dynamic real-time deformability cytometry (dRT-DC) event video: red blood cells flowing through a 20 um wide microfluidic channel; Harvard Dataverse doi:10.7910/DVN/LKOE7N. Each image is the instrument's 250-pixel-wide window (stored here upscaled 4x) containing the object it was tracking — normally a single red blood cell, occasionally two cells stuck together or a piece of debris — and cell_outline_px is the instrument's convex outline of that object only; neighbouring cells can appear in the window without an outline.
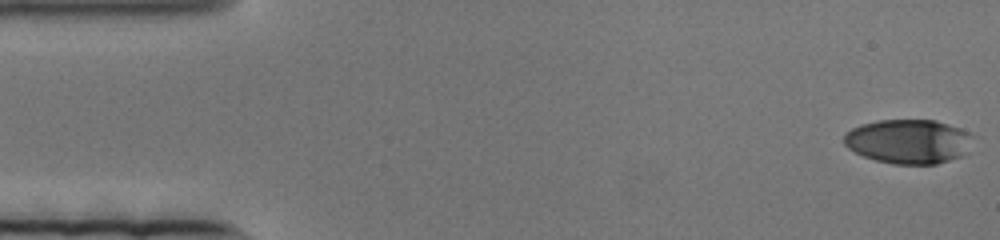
{"species": "human", "species_latin": "Homo sapiens", "temperature_condition": "cold", "stored_images_in_passage": 83, "camera_frame_rate_fps": 3000, "um_per_image_px": 0.085, "donor": {"sex": "female"}, "frame": {"image": 1, "passage_image": 1, "time_ms": 0.0, "image_size_px": [1000, 240], "cell_outline_px": [[972, 136], [960, 156], [936, 164], [892, 164], [876, 160], [864, 156], [848, 148], [844, 144], [844, 136], [852, 128], [860, 124], [880, 120], [936, 120], [960, 128], [968, 132]], "centroid_in_image_um": [77.16, 12.01], "position_along_channel_um": 7.8, "area_um2": 32.77}}
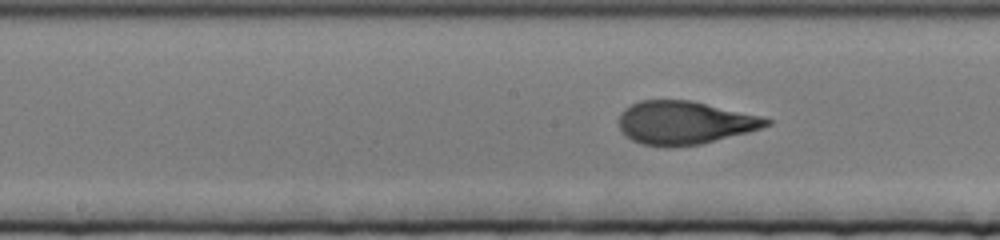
{"frame": {"image": 2, "passage_image": 40, "time_ms": 13.0, "image_size_px": [1000, 240], "cell_outline_px": [[772, 124], [748, 132], [700, 144], [668, 148], [664, 148], [640, 144], [632, 140], [620, 128], [620, 112], [624, 108], [640, 100], [692, 100], [760, 116], [772, 120]], "centroid_in_image_um": [58.17, 10.44], "position_along_channel_um": 190.0, "area_um2": 37.17}}
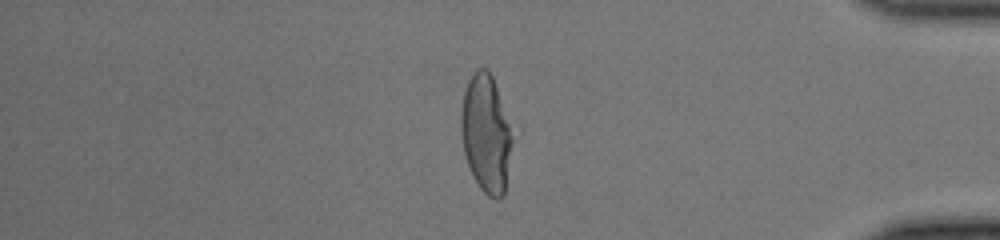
{"frame": {"image": 3, "passage_image": 70, "time_ms": 23.0, "image_size_px": [1000, 240], "cell_outline_px": [[512, 144], [504, 196], [500, 200], [496, 200], [488, 196], [480, 188], [472, 176], [464, 152], [460, 132], [460, 108], [464, 92], [468, 80], [472, 72], [476, 68], [488, 68], [492, 76], [512, 136]], "centroid_in_image_um": [41.27, 11.38], "position_along_channel_um": 393.9, "area_um2": 35.08}}